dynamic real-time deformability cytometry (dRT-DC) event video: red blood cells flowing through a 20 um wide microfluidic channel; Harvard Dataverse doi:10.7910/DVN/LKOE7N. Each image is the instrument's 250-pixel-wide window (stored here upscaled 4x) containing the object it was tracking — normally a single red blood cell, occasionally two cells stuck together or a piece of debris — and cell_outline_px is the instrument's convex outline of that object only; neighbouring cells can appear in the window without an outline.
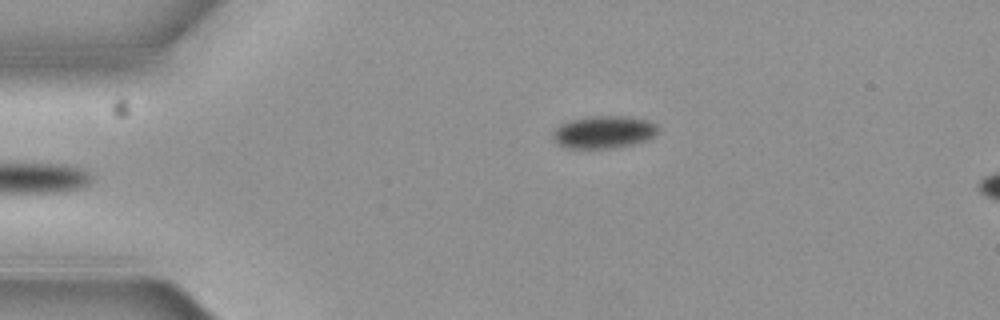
{"species": "common noctule bat (a hibernating species)", "species_latin": "Nyctalus noctula", "temperature_condition": "cold", "stored_images_in_passage": 6, "camera_frame_rate_fps": 3000, "um_per_image_px": 0.085, "animal": {"sex": "female", "body_mass_g": 19.3, "forearm_length_mm": 54.1}, "frame": {"image": 1, "passage_image": 6, "time_ms": 1.667, "image_size_px": [1000, 320], "cell_outline_px": [[656, 132], [652, 136], [644, 140], [632, 144], [608, 148], [568, 148], [556, 144], [552, 136], [552, 132], [560, 124], [568, 120], [588, 116], [628, 116], [648, 120], [656, 124]], "centroid_in_image_um": [51.24, 11.21], "position_along_channel_um": 33.8, "area_um2": 19.83}}